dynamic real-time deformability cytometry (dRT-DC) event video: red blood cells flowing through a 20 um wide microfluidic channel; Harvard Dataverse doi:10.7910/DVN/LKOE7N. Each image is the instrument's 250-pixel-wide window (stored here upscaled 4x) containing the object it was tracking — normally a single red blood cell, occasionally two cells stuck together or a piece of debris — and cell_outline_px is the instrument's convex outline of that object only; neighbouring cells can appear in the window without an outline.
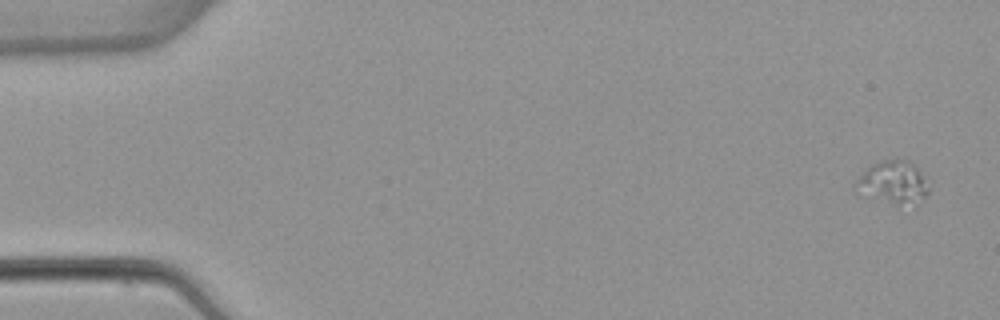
{"species": "common noctule bat (a hibernating species)", "species_latin": "Nyctalus noctula", "temperature_condition": "warm", "stored_images_in_passage": 4, "camera_frame_rate_fps": 3000, "um_per_image_px": 0.085, "animal": {"sex": "female", "body_mass_g": 22.7, "forearm_length_mm": 54.2}, "frame": {"image": 1, "passage_image": 1, "time_ms": 0.0, "image_size_px": [1000, 320], "cell_outline_px": [[928, 192], [916, 204], [896, 204], [852, 184], [872, 164], [880, 160], [896, 156], [908, 160], [924, 176], [928, 188]], "centroid_in_image_um": [76.01, 15.4], "position_along_channel_um": 9.0, "area_um2": 17.17}}
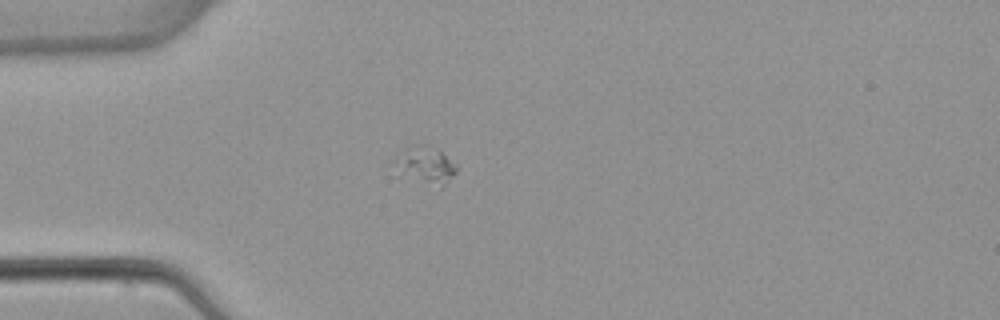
{"frame": {"image": 2, "passage_image": 4, "time_ms": 4.333, "image_size_px": [1000, 320], "cell_outline_px": [[456, 172], [440, 188], [392, 176], [392, 164], [400, 148], [420, 144], [424, 144], [440, 152], [456, 164]], "centroid_in_image_um": [35.97, 14.09], "position_along_channel_um": 49.0, "area_um2": 14.28}}